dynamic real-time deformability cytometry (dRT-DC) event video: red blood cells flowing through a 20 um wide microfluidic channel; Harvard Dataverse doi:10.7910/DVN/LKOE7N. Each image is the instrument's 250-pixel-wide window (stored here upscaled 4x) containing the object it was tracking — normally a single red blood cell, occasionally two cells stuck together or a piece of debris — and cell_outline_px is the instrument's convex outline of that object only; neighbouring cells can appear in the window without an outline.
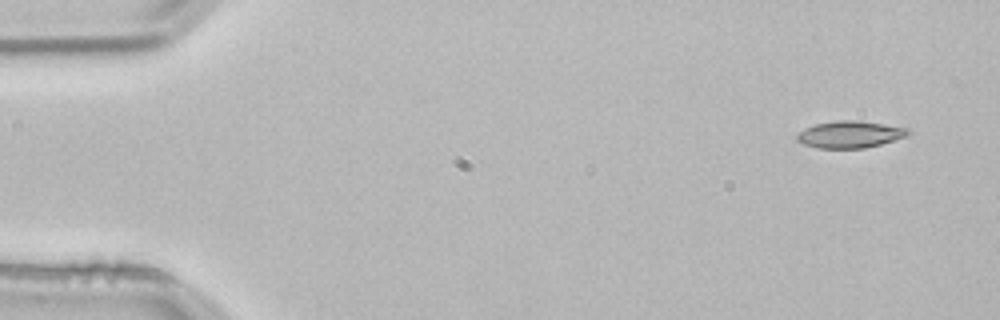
{"species": "common noctule bat (a hibernating species)", "species_latin": "Nyctalus noctula", "temperature_condition": "room temperature", "stored_images_in_passage": 4, "camera_frame_rate_fps": 3000, "um_per_image_px": 0.085, "animal": {"sex": "male", "body_mass_g": 21.5, "forearm_length_mm": 52.0}, "frame": {"image": 1, "passage_image": 1, "time_ms": 0.0, "image_size_px": [1000, 320], "cell_outline_px": [[912, 132], [904, 136], [880, 144], [864, 148], [816, 148], [804, 144], [796, 140], [796, 132], [804, 128], [816, 124], [836, 120], [860, 120], [908, 128]], "centroid_in_image_um": [72.19, 11.41], "position_along_channel_um": 12.8, "area_um2": 17.46}}
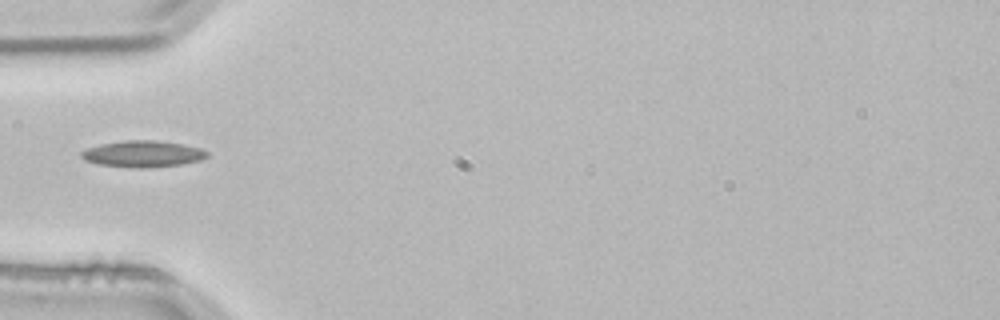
{"frame": {"image": 2, "passage_image": 4, "time_ms": 1.0, "image_size_px": [1000, 320], "cell_outline_px": [[208, 156], [200, 160], [180, 164], [152, 168], [128, 168], [100, 164], [84, 160], [80, 156], [80, 152], [88, 148], [100, 144], [124, 140], [156, 140], [184, 144], [200, 148], [208, 152]], "centroid_in_image_um": [12.13, 13.08], "position_along_channel_um": 72.9, "area_um2": 19.54}}